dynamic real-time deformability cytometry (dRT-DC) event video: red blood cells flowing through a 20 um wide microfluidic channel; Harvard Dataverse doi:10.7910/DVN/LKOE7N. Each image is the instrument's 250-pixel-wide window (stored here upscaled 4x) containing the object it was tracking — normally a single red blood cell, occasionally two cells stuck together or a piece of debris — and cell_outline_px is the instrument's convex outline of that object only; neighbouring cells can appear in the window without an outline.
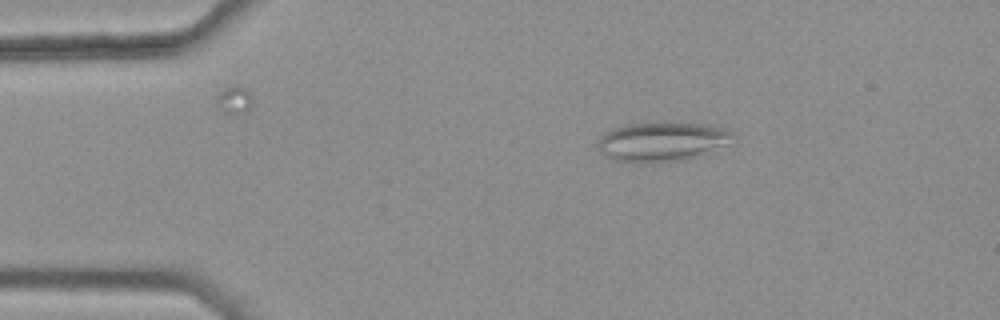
{"species": "common noctule bat (a hibernating species)", "species_latin": "Nyctalus noctula", "temperature_condition": "warm", "stored_images_in_passage": 44, "camera_frame_rate_fps": 3000, "um_per_image_px": 0.085, "animal": {"sex": "female", "body_mass_g": 25.1}, "frame": {"image": 1, "passage_image": 6, "time_ms": 1.667, "image_size_px": [1000, 320], "cell_outline_px": [[732, 132], [720, 144], [684, 160], [652, 164], [636, 164], [616, 160], [608, 156], [596, 144], [596, 140], [600, 136], [616, 128], [632, 124], [704, 124], [724, 128]], "centroid_in_image_um": [56.1, 12.08], "position_along_channel_um": 28.9, "area_um2": 29.42}}
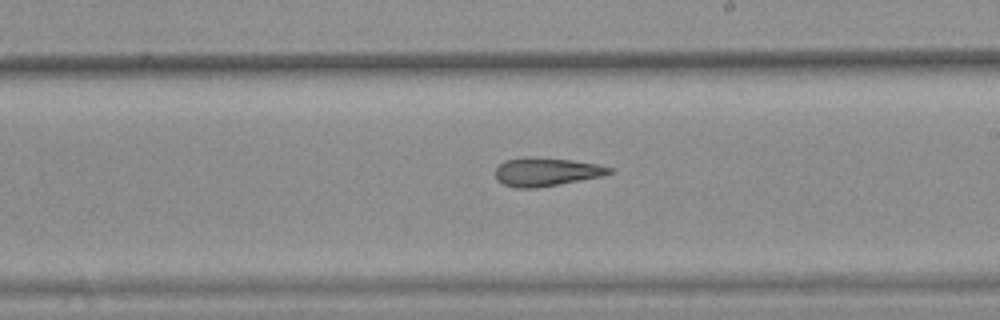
{"frame": {"image": 2, "passage_image": 27, "time_ms": 8.667, "image_size_px": [1000, 320], "cell_outline_px": [[612, 172], [600, 176], [536, 188], [516, 188], [504, 184], [496, 176], [496, 168], [504, 160], [568, 160], [596, 164], [612, 168]], "centroid_in_image_um": [46.44, 14.66], "position_along_channel_um": 242.6, "area_um2": 17.51}}
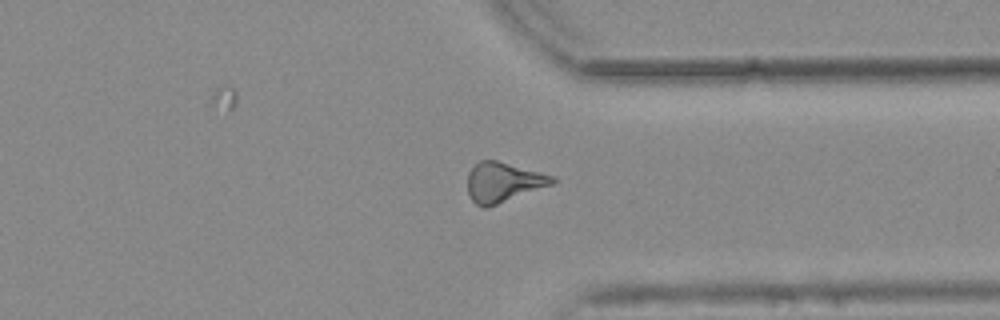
{"frame": {"image": 3, "passage_image": 37, "time_ms": 12.0, "image_size_px": [1000, 320], "cell_outline_px": [[556, 180], [552, 184], [488, 208], [480, 208], [472, 200], [468, 192], [468, 172], [480, 160], [496, 160], [556, 176]], "centroid_in_image_um": [42.77, 15.5], "position_along_channel_um": 368.6, "area_um2": 19.65}, "authors_computed_cell_mechanics": {"area_um2": 19.3341, "velocity_mm_per_s": 3.8137, "shape_relaxation_time_tau1_ms": null, "shape_relaxation_time_tau2_ms": 3.5883, "deformation_change_tau1": null, "deformation_change_tau2": 0.1498}}